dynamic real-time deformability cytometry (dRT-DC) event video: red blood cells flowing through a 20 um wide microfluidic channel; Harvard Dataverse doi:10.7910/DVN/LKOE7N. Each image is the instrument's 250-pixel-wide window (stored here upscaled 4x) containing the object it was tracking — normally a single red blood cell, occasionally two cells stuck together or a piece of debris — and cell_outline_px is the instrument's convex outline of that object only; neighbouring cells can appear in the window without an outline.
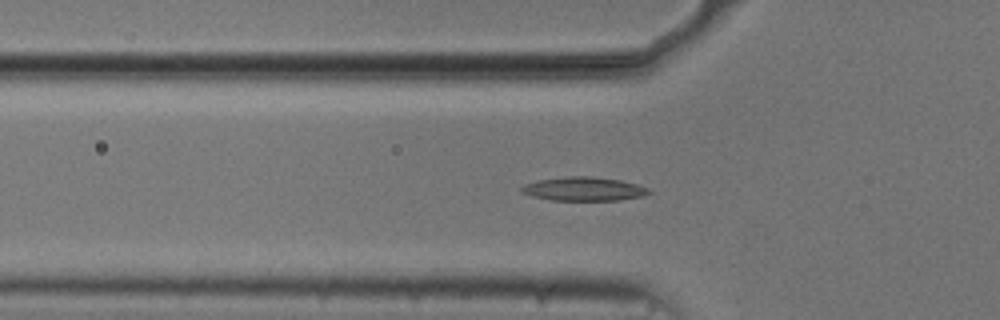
{"species": "common noctule bat (a hibernating species)", "species_latin": "Nyctalus noctula", "temperature_condition": "cold", "stored_images_in_passage": 29, "camera_frame_rate_fps": 3000, "um_per_image_px": 0.085, "animal": {"sex": "male", "body_mass_g": 20.5, "forearm_length_mm": 52.5}, "frame": {"image": 1, "passage_image": 11, "time_ms": 3.333, "image_size_px": [1000, 320], "cell_outline_px": [[652, 192], [644, 196], [620, 200], [548, 200], [532, 196], [520, 192], [520, 188], [524, 184], [536, 180], [568, 176], [592, 176], [620, 180], [636, 184], [648, 188]], "centroid_in_image_um": [49.6, 16.06], "position_along_channel_um": 76.2, "area_um2": 17.8}}
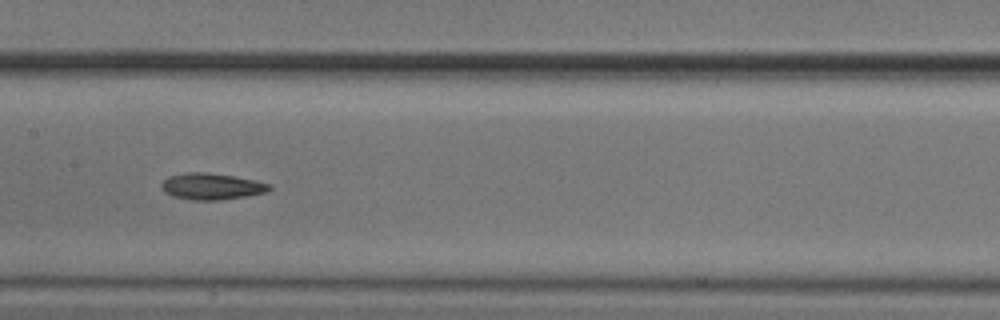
{"frame": {"image": 2, "passage_image": 20, "time_ms": 6.333, "image_size_px": [1000, 320], "cell_outline_px": [[272, 188], [264, 192], [248, 196], [220, 200], [192, 200], [172, 196], [164, 192], [160, 188], [160, 184], [168, 176], [184, 172], [208, 172], [256, 180], [272, 184]], "centroid_in_image_um": [17.96, 15.84], "position_along_channel_um": 189.4, "area_um2": 16.82}}
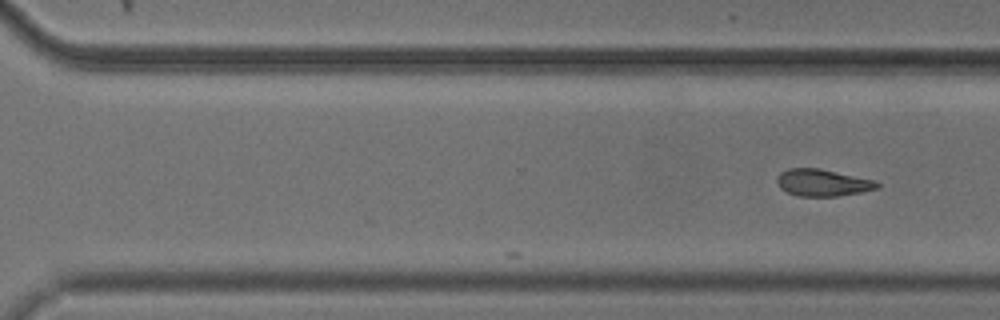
{"frame": {"image": 3, "passage_image": 29, "time_ms": 9.333, "image_size_px": [1000, 320], "cell_outline_px": [[880, 184], [876, 188], [860, 192], [836, 196], [800, 196], [788, 192], [780, 188], [776, 180], [780, 172], [788, 168], [820, 168], [876, 180]], "centroid_in_image_um": [69.91, 15.51], "position_along_channel_um": 300.7, "area_um2": 15.66}}